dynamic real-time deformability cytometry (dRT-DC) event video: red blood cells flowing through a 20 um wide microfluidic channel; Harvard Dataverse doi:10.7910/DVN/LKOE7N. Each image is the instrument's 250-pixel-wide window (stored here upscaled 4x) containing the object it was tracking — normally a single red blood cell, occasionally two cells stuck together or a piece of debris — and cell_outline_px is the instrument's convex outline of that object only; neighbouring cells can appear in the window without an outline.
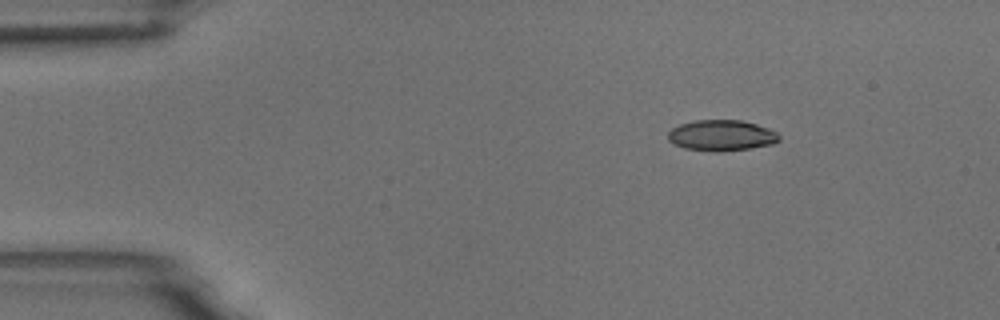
{"species": "common noctule bat (a hibernating species)", "species_latin": "Nyctalus noctula", "temperature_condition": "room temperature", "stored_images_in_passage": 3, "camera_frame_rate_fps": 3000, "um_per_image_px": 0.085, "animal": {"sex": "male", "body_mass_g": 18.8}, "frame": {"image": 1, "passage_image": 1, "time_ms": 0.0, "image_size_px": [1000, 320], "cell_outline_px": [[780, 140], [772, 144], [748, 148], [720, 152], [712, 152], [684, 148], [668, 140], [668, 132], [672, 128], [680, 124], [696, 120], [740, 120], [756, 124], [768, 128], [776, 132], [780, 136]], "centroid_in_image_um": [61.32, 11.51], "position_along_channel_um": 23.7, "area_um2": 19.94}}